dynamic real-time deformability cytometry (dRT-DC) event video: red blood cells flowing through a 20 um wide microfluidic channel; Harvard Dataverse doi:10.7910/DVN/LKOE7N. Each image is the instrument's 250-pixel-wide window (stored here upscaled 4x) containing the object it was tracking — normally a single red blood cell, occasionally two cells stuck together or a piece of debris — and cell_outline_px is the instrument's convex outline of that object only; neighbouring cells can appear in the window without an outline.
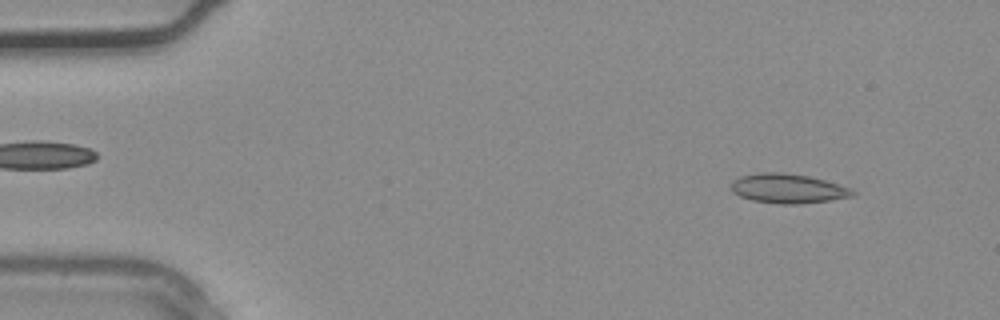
{"species": "common noctule bat (a hibernating species)", "species_latin": "Nyctalus noctula", "temperature_condition": "warm", "stored_images_in_passage": 35, "camera_frame_rate_fps": 3000, "um_per_image_px": 0.085, "animal": {"sex": "male", "body_mass_g": 20.4}, "frame": {"image": 1, "passage_image": 3, "time_ms": 0.667, "image_size_px": [1000, 320], "cell_outline_px": [[856, 192], [852, 196], [828, 200], [800, 204], [780, 204], [752, 200], [740, 196], [732, 192], [732, 180], [740, 176], [760, 172], [784, 172], [808, 176], [824, 180], [848, 188]], "centroid_in_image_um": [66.92, 16.02], "position_along_channel_um": 18.1, "area_um2": 20.63}}
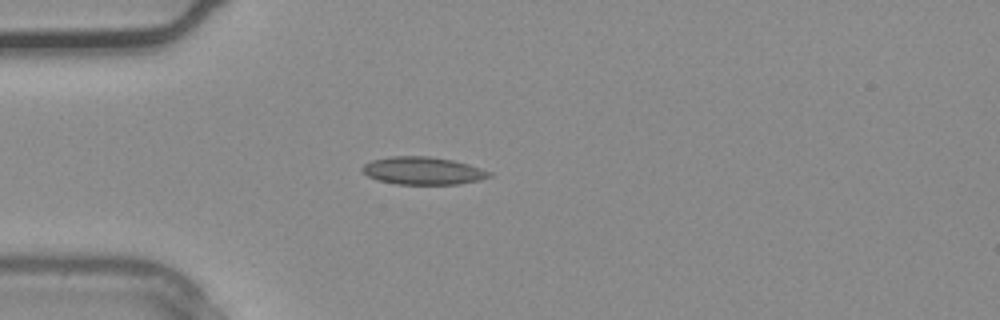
{"frame": {"image": 2, "passage_image": 9, "time_ms": 2.667, "image_size_px": [1000, 320], "cell_outline_px": [[492, 176], [480, 180], [460, 184], [396, 184], [380, 180], [368, 176], [360, 168], [364, 164], [372, 160], [392, 156], [428, 156], [452, 160], [468, 164], [492, 172]], "centroid_in_image_um": [35.97, 14.51], "position_along_channel_um": 49.0, "area_um2": 20.4}}
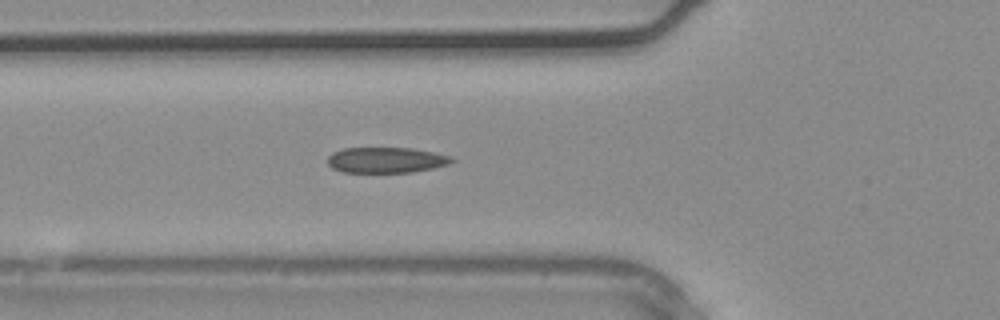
{"frame": {"image": 3, "passage_image": 12, "time_ms": 3.667, "image_size_px": [1000, 320], "cell_outline_px": [[456, 160], [448, 164], [432, 168], [412, 172], [344, 172], [332, 168], [328, 164], [328, 156], [332, 152], [344, 148], [412, 148], [452, 156]], "centroid_in_image_um": [32.82, 13.6], "position_along_channel_um": 93.0, "area_um2": 18.5}}